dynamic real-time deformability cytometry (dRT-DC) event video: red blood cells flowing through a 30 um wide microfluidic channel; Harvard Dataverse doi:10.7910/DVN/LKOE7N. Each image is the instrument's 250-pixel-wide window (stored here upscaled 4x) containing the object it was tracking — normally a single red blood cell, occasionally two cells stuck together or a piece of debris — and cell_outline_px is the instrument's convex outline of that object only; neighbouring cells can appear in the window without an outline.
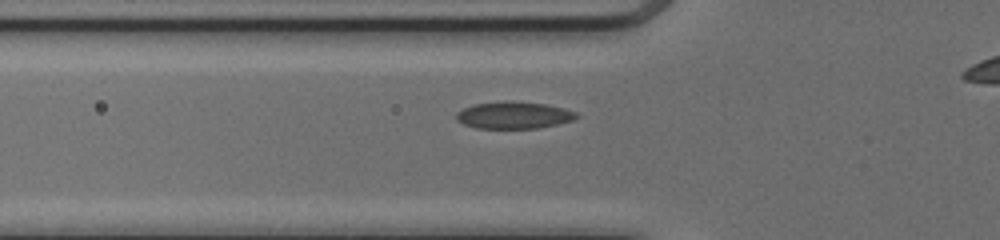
{"species": "common noctule bat (a hibernating species)", "species_latin": "Nyctalus noctula", "temperature_condition": "cold", "stored_images_in_passage": 28, "camera_frame_rate_fps": 3000, "um_per_image_px": 0.085, "animal": {"sex": "female", "body_mass_g": 17.0, "forearm_length_mm": 48.0}, "frame": {"image": 1, "passage_image": 2, "time_ms": 0.333, "image_size_px": [1000, 240], "cell_outline_px": [[580, 116], [572, 120], [556, 124], [536, 128], [476, 128], [464, 124], [456, 120], [456, 112], [472, 104], [544, 104], [564, 108], [576, 112]], "centroid_in_image_um": [43.67, 9.84], "position_along_channel_um": 82.1, "area_um2": 17.86}}
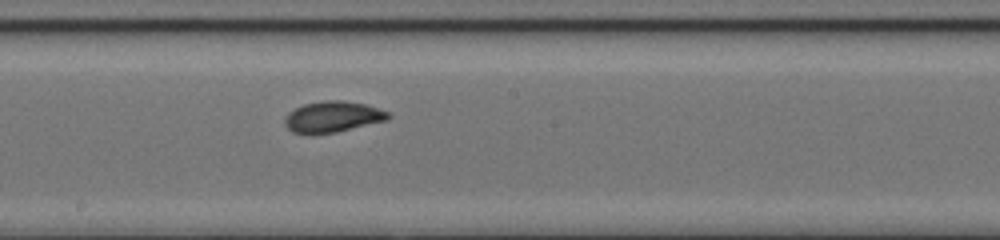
{"frame": {"image": 2, "passage_image": 12, "time_ms": 3.667, "image_size_px": [1000, 240], "cell_outline_px": [[392, 116], [388, 120], [336, 132], [312, 136], [292, 132], [284, 124], [284, 116], [288, 112], [304, 104], [324, 100], [344, 100], [364, 104], [388, 112]], "centroid_in_image_um": [28.23, 9.95], "position_along_channel_um": 220.0, "area_um2": 19.02}}
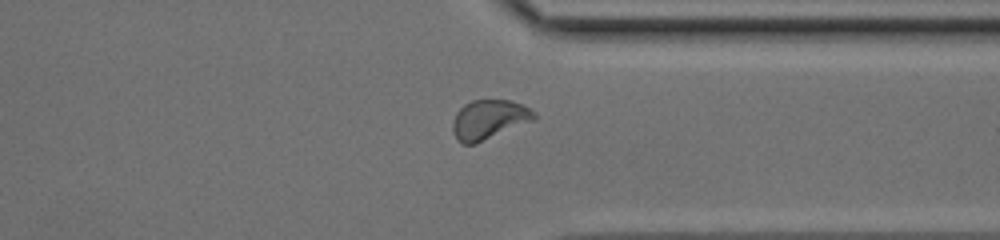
{"frame": {"image": 3, "passage_image": 23, "time_ms": 7.333, "image_size_px": [1000, 240], "cell_outline_px": [[536, 120], [472, 144], [460, 144], [456, 140], [452, 132], [452, 120], [456, 112], [464, 104], [472, 100], [512, 100], [536, 112]], "centroid_in_image_um": [41.53, 10.16], "position_along_channel_um": 369.9, "area_um2": 18.79}}